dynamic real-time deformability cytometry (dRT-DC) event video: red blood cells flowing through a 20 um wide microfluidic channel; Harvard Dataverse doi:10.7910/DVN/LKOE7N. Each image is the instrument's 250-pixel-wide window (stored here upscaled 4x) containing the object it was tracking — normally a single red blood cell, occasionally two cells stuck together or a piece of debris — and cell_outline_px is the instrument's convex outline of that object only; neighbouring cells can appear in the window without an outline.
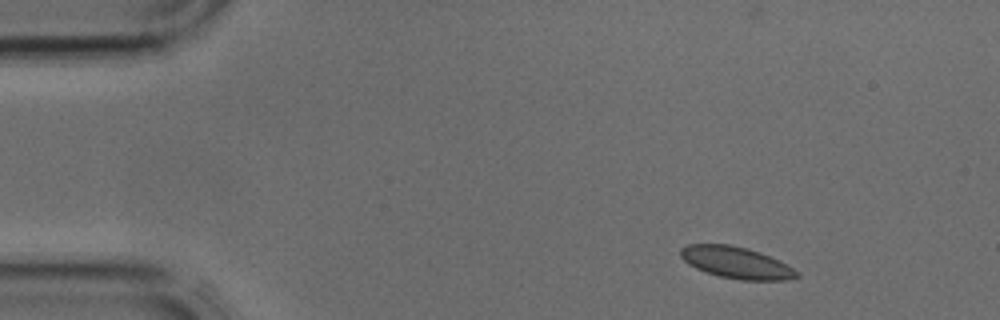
{"species": "common noctule bat (a hibernating species)", "species_latin": "Nyctalus noctula", "temperature_condition": "cold", "stored_images_in_passage": 3, "camera_frame_rate_fps": 3000, "um_per_image_px": 0.085, "animal": {"sex": "male", "body_mass_g": 17.9, "forearm_length_mm": 54.2}, "frame": {"image": 1, "passage_image": 1, "time_ms": 0.0, "image_size_px": [1000, 320], "cell_outline_px": [[800, 276], [792, 280], [740, 280], [720, 276], [704, 272], [688, 264], [680, 256], [680, 248], [688, 244], [728, 244], [744, 248], [768, 256], [800, 272]], "centroid_in_image_um": [62.55, 22.34], "position_along_channel_um": 22.4, "area_um2": 21.21}}
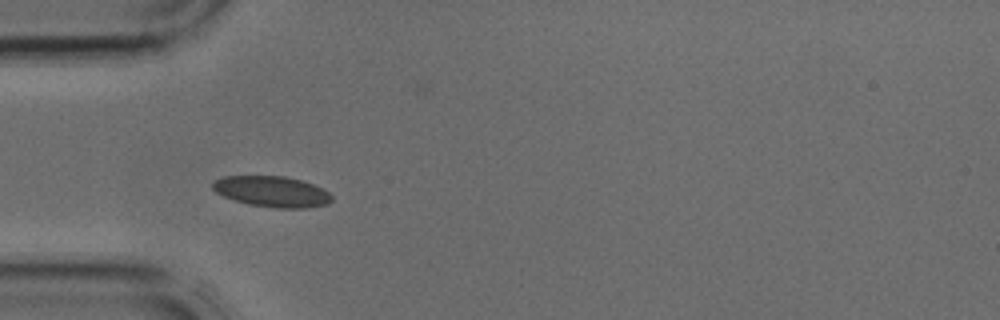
{"frame": {"image": 2, "passage_image": 3, "time_ms": 0.667, "image_size_px": [1000, 320], "cell_outline_px": [[332, 200], [328, 204], [308, 208], [276, 208], [248, 204], [224, 196], [216, 192], [212, 188], [212, 184], [216, 180], [224, 176], [284, 176], [300, 180], [312, 184], [328, 192], [332, 196]], "centroid_in_image_um": [23.13, 16.29], "position_along_channel_um": 61.9, "area_um2": 21.21}}